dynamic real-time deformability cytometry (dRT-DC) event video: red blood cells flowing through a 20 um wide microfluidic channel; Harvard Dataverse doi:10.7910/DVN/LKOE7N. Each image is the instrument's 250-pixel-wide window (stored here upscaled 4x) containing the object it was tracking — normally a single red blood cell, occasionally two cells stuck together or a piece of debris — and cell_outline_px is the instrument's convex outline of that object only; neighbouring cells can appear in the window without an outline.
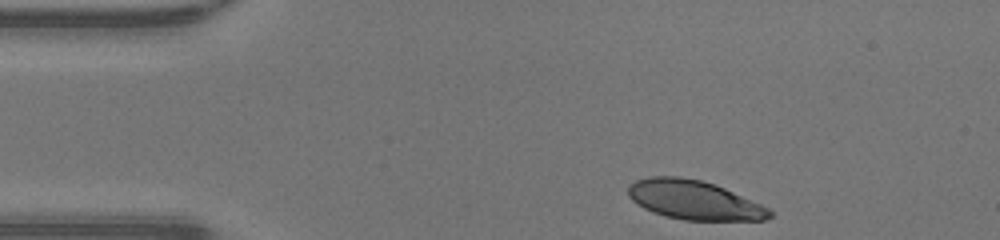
{"species": "human", "species_latin": "Homo sapiens", "temperature_condition": "warm", "stored_images_in_passage": 32, "camera_frame_rate_fps": 3000, "um_per_image_px": 0.085, "donor": {"sex": "male"}, "frame": {"image": 1, "passage_image": 1, "time_ms": 0.0, "image_size_px": [1000, 240], "cell_outline_px": [[772, 216], [764, 220], [684, 220], [664, 216], [652, 212], [636, 204], [628, 196], [628, 184], [636, 180], [648, 176], [680, 176], [700, 180], [716, 184], [760, 204], [768, 208], [772, 212]], "centroid_in_image_um": [58.95, 16.99], "position_along_channel_um": 26.1, "area_um2": 32.37}}
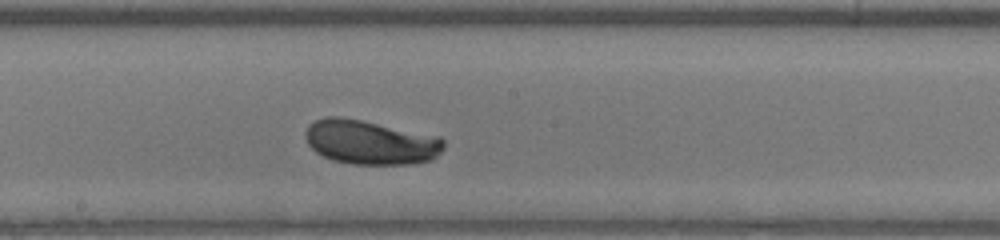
{"frame": {"image": 2, "passage_image": 19, "time_ms": 6.0, "image_size_px": [1000, 240], "cell_outline_px": [[444, 148], [432, 160], [412, 164], [352, 164], [332, 160], [316, 152], [308, 144], [304, 136], [308, 124], [316, 120], [328, 116], [340, 116], [440, 136], [444, 140]], "centroid_in_image_um": [31.48, 12.09], "position_along_channel_um": 216.7, "area_um2": 35.78}}
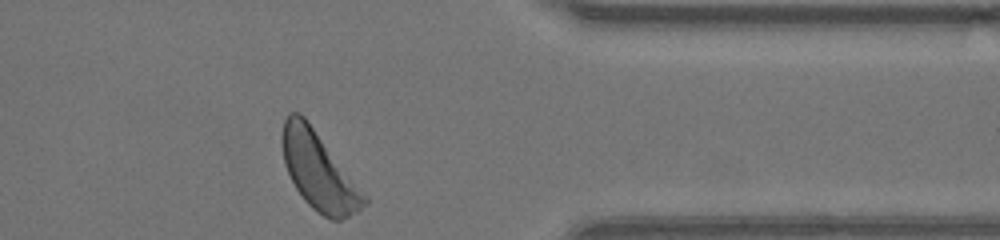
{"frame": {"image": 3, "passage_image": 32, "time_ms": 10.333, "image_size_px": [1000, 240], "cell_outline_px": [[368, 200], [356, 212], [340, 220], [332, 220], [324, 216], [312, 208], [304, 200], [296, 188], [284, 164], [280, 140], [280, 136], [284, 120], [288, 112], [300, 112], [304, 116], [368, 196]], "centroid_in_image_um": [27.07, 14.51], "position_along_channel_um": 384.3, "area_um2": 36.99}, "authors_computed_cell_mechanics": {"area_um2": 34.9401, "velocity_mm_per_s": 4.2572, "shape_relaxation_time_tau1_ms": 3.0189, "shape_relaxation_time_tau2_ms": null, "deformation_change_tau1": 0.1548, "deformation_change_tau2": null}}